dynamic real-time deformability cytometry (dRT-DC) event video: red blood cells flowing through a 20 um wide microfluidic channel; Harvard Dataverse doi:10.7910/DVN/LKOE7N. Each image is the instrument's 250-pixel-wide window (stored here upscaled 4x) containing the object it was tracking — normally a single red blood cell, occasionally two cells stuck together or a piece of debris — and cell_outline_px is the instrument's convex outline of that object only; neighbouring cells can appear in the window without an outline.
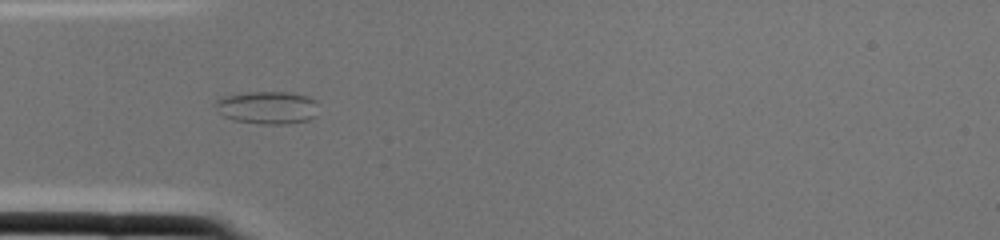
{"species": "common noctule bat (a hibernating species)", "species_latin": "Nyctalus noctula", "temperature_condition": "cold", "stored_images_in_passage": 2, "camera_frame_rate_fps": 3000, "um_per_image_px": 0.085, "animal": {"sex": "female", "body_mass_g": 22.0, "forearm_length_mm": 56.7}, "frame": {"image": 1, "passage_image": 2, "time_ms": 0.333, "image_size_px": [1000, 240], "cell_outline_px": [[316, 116], [308, 120], [288, 124], [260, 124], [232, 120], [224, 116], [212, 104], [220, 96], [244, 92], [288, 92], [308, 96], [316, 100]], "centroid_in_image_um": [22.69, 9.14], "position_along_channel_um": 62.3, "area_um2": 20.0}}